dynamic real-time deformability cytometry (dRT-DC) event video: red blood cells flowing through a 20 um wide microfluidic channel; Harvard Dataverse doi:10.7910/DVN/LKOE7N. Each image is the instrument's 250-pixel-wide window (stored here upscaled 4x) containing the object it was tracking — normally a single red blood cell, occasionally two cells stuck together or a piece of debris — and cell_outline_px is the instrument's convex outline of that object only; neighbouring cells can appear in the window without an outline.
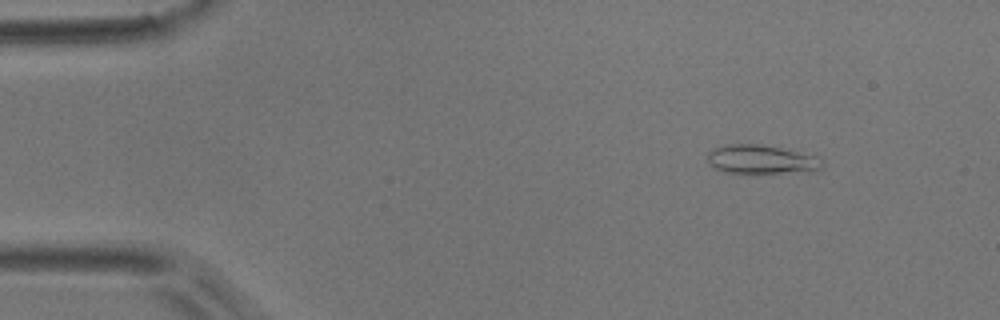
{"species": "common noctule bat (a hibernating species)", "species_latin": "Nyctalus noctula", "temperature_condition": "room temperature", "stored_images_in_passage": 6, "camera_frame_rate_fps": 3000, "um_per_image_px": 0.085, "animal": {"sex": "male", "body_mass_g": 17.9}, "frame": {"image": 1, "passage_image": 2, "time_ms": 1.0, "image_size_px": [1000, 320], "cell_outline_px": [[824, 164], [820, 168], [780, 172], [724, 172], [716, 168], [708, 160], [708, 152], [712, 148], [728, 144], [760, 144], [780, 148], [816, 156]], "centroid_in_image_um": [64.62, 13.52], "position_along_channel_um": 20.4, "area_um2": 18.44}}
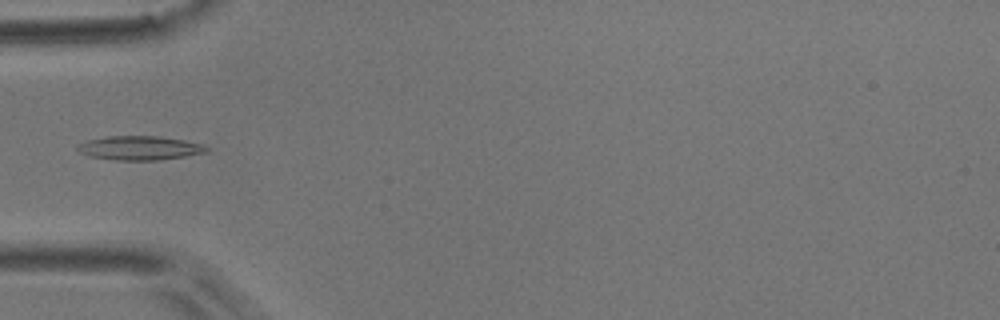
{"frame": {"image": 2, "passage_image": 5, "time_ms": 4.667, "image_size_px": [1000, 320], "cell_outline_px": [[208, 152], [160, 160], [116, 160], [92, 156], [80, 152], [76, 148], [76, 144], [88, 140], [104, 136], [160, 136], [184, 140], [204, 144], [208, 148]], "centroid_in_image_um": [11.88, 12.57], "position_along_channel_um": 73.1, "area_um2": 18.09}}
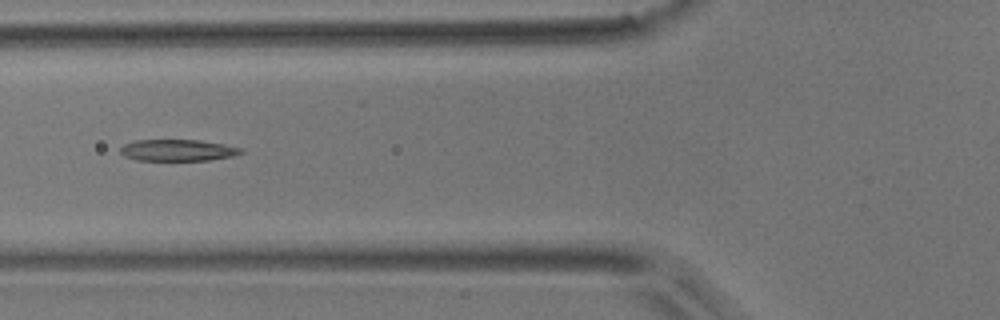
{"frame": {"image": 3, "passage_image": 6, "time_ms": 5.667, "image_size_px": [1000, 320], "cell_outline_px": [[244, 152], [232, 156], [208, 160], [136, 160], [124, 156], [120, 152], [120, 148], [124, 144], [136, 140], [200, 140], [224, 144], [240, 148]], "centroid_in_image_um": [15.08, 12.76], "position_along_channel_um": 110.7, "area_um2": 15.03}}